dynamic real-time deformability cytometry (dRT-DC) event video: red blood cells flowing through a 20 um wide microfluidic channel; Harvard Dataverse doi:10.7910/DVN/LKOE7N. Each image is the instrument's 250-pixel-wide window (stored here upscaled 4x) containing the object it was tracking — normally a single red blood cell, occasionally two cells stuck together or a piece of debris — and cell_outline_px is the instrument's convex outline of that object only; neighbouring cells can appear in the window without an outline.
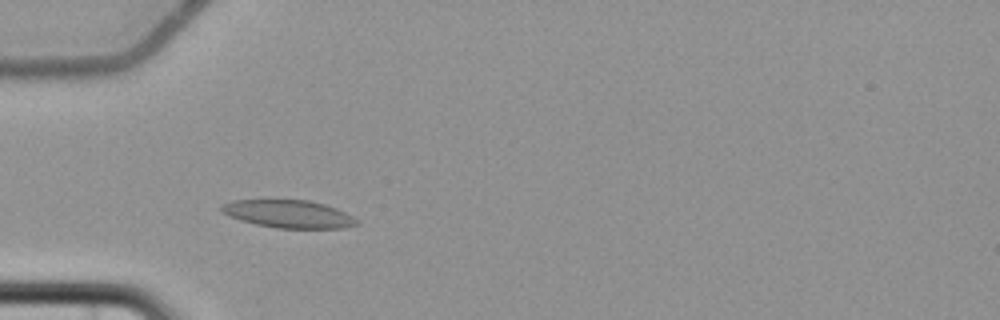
{"species": "common noctule bat (a hibernating species)", "species_latin": "Nyctalus noctula", "temperature_condition": "cold", "stored_images_in_passage": 4, "camera_frame_rate_fps": 3000, "um_per_image_px": 0.085, "animal": {"sex": "female", "body_mass_g": 22.7, "forearm_length_mm": 54.2}, "frame": {"image": 1, "passage_image": 3, "time_ms": 2.333, "image_size_px": [1000, 320], "cell_outline_px": [[360, 224], [344, 228], [276, 228], [256, 224], [240, 220], [220, 212], [220, 208], [224, 204], [232, 200], [264, 196], [308, 200], [324, 204], [336, 208], [352, 216]], "centroid_in_image_um": [24.44, 18.13], "position_along_channel_um": 60.6, "area_um2": 22.89}}